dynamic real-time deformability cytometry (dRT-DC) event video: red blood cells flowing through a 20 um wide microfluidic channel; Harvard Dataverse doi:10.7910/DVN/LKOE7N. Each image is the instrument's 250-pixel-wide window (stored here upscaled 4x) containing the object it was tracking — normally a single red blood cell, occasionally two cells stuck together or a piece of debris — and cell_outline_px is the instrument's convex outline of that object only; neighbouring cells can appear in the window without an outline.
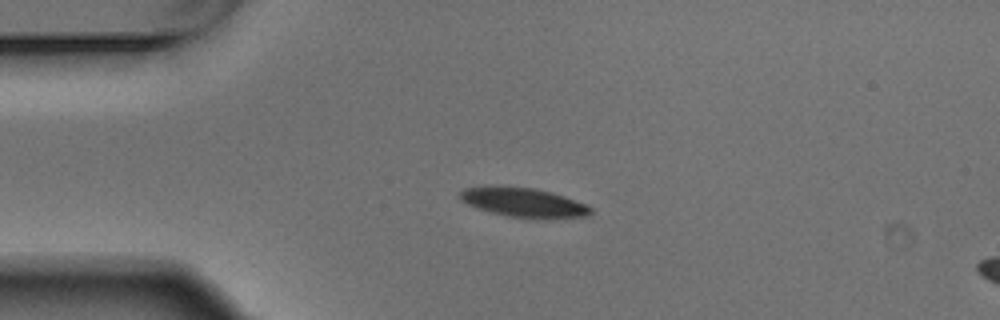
{"species": "Egyptian fruit bat (a non-hibernating species)", "species_latin": "Rousettus aegyptiacus", "temperature_condition": "warm", "stored_images_in_passage": 4, "segment_of_instrument_passage": [1, 2], "camera_frame_rate_fps": 3000, "um_per_image_px": 0.085, "animal": {"sex": "male"}, "frame": {"image": 1, "passage_image": 2, "time_ms": 0.333, "image_size_px": [1000, 320], "cell_outline_px": [[592, 212], [588, 216], [508, 216], [492, 212], [468, 204], [460, 200], [460, 192], [464, 188], [484, 184], [532, 188], [552, 192], [588, 204], [592, 208]], "centroid_in_image_um": [44.43, 17.14], "position_along_channel_um": 40.6, "area_um2": 21.73}}